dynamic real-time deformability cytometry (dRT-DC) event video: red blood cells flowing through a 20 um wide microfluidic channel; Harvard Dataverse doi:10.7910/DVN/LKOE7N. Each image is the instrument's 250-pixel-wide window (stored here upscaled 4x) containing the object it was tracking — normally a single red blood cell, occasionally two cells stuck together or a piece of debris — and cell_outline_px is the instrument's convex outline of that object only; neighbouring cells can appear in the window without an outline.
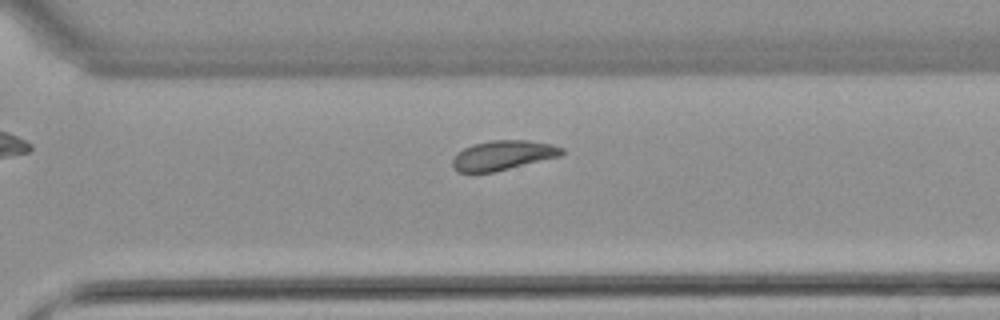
{"species": "common noctule bat (a hibernating species)", "species_latin": "Nyctalus noctula", "temperature_condition": "warm", "stored_images_in_passage": 10, "camera_frame_rate_fps": 3000, "um_per_image_px": 0.085, "animal": {"sex": "female", "body_mass_g": 22.7, "forearm_length_mm": 54.2}, "frame": {"image": 1, "passage_image": 10, "time_ms": 3.0, "image_size_px": [1000, 320], "cell_outline_px": [[564, 152], [560, 156], [492, 172], [456, 172], [452, 168], [452, 160], [464, 148], [472, 144], [492, 140], [528, 140], [552, 144], [564, 148]], "centroid_in_image_um": [42.75, 13.19], "position_along_channel_um": 327.9, "area_um2": 18.67}}